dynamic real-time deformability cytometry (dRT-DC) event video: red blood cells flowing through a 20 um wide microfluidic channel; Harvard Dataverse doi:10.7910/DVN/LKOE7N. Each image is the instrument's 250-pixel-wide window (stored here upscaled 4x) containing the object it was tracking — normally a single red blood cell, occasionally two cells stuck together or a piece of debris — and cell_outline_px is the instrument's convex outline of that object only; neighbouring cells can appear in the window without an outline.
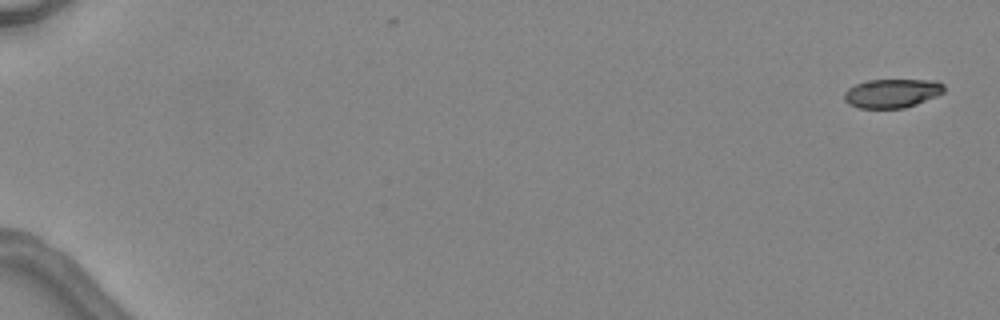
{"species": "common noctule bat (a hibernating species)", "species_latin": "Nyctalus noctula", "temperature_condition": "warm", "stored_images_in_passage": 6, "camera_frame_rate_fps": 3000, "um_per_image_px": 0.085, "animal": {"sex": "female", "body_mass_g": 24.6, "forearm_length_mm": 56.2}, "frame": {"image": 1, "passage_image": 1, "time_ms": 0.0, "image_size_px": [1000, 320], "cell_outline_px": [[944, 92], [936, 96], [916, 104], [904, 108], [860, 108], [848, 104], [844, 100], [844, 92], [848, 88], [856, 84], [868, 80], [936, 80], [944, 84]], "centroid_in_image_um": [75.81, 7.92], "position_along_channel_um": 9.2, "area_um2": 16.82}}